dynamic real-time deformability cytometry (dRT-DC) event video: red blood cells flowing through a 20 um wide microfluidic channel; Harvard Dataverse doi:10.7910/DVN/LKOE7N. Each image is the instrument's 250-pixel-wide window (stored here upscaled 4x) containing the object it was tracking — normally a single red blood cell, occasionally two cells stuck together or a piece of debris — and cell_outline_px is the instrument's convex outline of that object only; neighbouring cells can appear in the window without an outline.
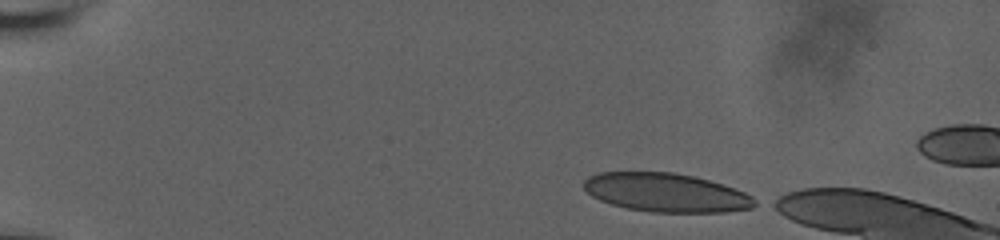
{"species": "human", "species_latin": "Homo sapiens", "temperature_condition": "room temperature", "stored_images_in_passage": 45, "camera_frame_rate_fps": 3000, "um_per_image_px": 0.085, "donor": {"sex": "male"}, "frame": {"image": 1, "passage_image": 1, "time_ms": 0.0, "image_size_px": [1000, 240], "cell_outline_px": [[760, 204], [752, 208], [724, 212], [652, 212], [628, 208], [612, 204], [600, 200], [592, 196], [584, 188], [584, 180], [588, 176], [600, 172], [676, 172], [708, 180], [744, 192], [760, 200]], "centroid_in_image_um": [56.64, 16.37], "position_along_channel_um": 28.4, "area_um2": 38.55}}
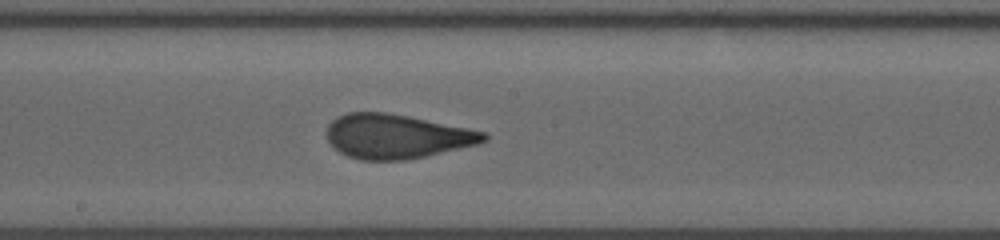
{"frame": {"image": 2, "passage_image": 24, "time_ms": 7.667, "image_size_px": [1000, 240], "cell_outline_px": [[488, 140], [476, 144], [424, 156], [404, 160], [360, 160], [348, 156], [332, 148], [328, 140], [328, 124], [336, 116], [348, 112], [384, 112], [408, 116], [468, 128], [484, 132], [488, 136]], "centroid_in_image_um": [33.66, 11.58], "position_along_channel_um": 214.5, "area_um2": 40.29}}
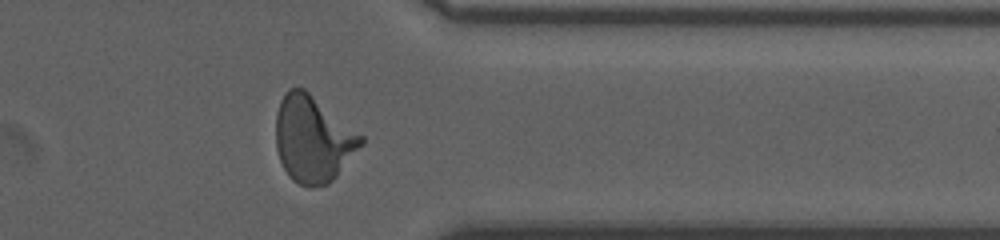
{"frame": {"image": 3, "passage_image": 38, "time_ms": 12.333, "image_size_px": [1000, 240], "cell_outline_px": [[364, 144], [336, 176], [328, 184], [312, 188], [308, 188], [292, 180], [288, 176], [280, 160], [276, 148], [276, 112], [280, 100], [284, 92], [288, 88], [304, 88], [364, 136]], "centroid_in_image_um": [26.6, 11.82], "position_along_channel_um": 384.8, "area_um2": 43.12}}